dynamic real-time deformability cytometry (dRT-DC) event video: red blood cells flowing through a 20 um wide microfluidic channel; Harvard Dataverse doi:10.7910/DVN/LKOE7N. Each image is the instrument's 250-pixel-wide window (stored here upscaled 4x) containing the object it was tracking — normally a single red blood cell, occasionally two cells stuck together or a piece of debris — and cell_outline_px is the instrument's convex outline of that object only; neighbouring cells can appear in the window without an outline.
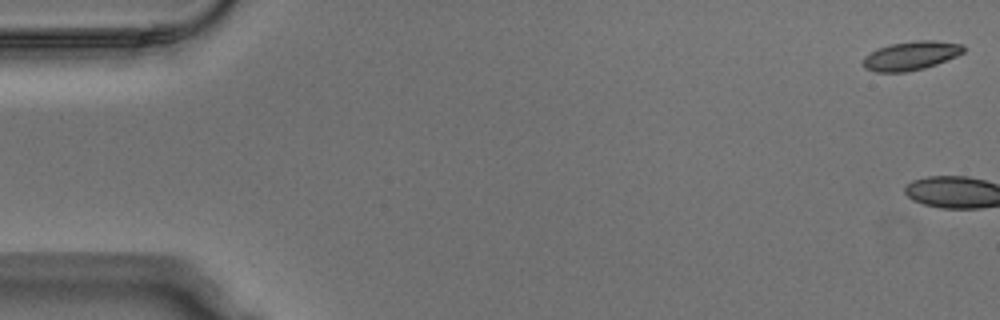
{"species": "Egyptian fruit bat (a non-hibernating species)", "species_latin": "Rousettus aegyptiacus", "temperature_condition": "warm", "stored_images_in_passage": 5, "camera_frame_rate_fps": 3000, "um_per_image_px": 0.085, "animal": {"sex": "male"}, "frame": {"image": 1, "passage_image": 1, "time_ms": 0.0, "image_size_px": [1000, 320], "cell_outline_px": [[964, 52], [956, 56], [936, 64], [924, 68], [908, 72], [876, 72], [864, 68], [864, 56], [888, 44], [916, 40], [936, 40], [964, 44]], "centroid_in_image_um": [77.45, 4.73], "position_along_channel_um": 7.5, "area_um2": 16.88}}